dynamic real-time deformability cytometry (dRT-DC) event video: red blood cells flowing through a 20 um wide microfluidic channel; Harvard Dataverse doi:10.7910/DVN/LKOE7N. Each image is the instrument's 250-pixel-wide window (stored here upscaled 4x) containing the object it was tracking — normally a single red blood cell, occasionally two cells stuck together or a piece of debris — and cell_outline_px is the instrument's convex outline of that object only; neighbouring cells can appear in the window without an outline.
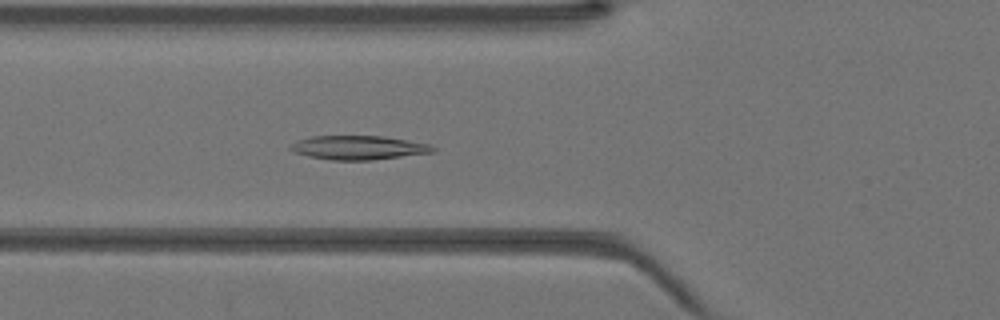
{"species": "Egyptian fruit bat (a non-hibernating species)", "species_latin": "Rousettus aegyptiacus", "temperature_condition": "warm", "stored_images_in_passage": 19, "camera_frame_rate_fps": 3000, "um_per_image_px": 0.085, "animal": {"sex": "female"}, "frame": {"image": 1, "passage_image": 10, "time_ms": 3.0, "image_size_px": [1000, 320], "cell_outline_px": [[436, 152], [372, 160], [328, 160], [308, 156], [296, 152], [288, 148], [292, 144], [300, 140], [312, 136], [384, 136], [408, 140], [428, 144], [436, 148]], "centroid_in_image_um": [30.51, 12.55], "position_along_channel_um": 95.3, "area_um2": 19.83}}
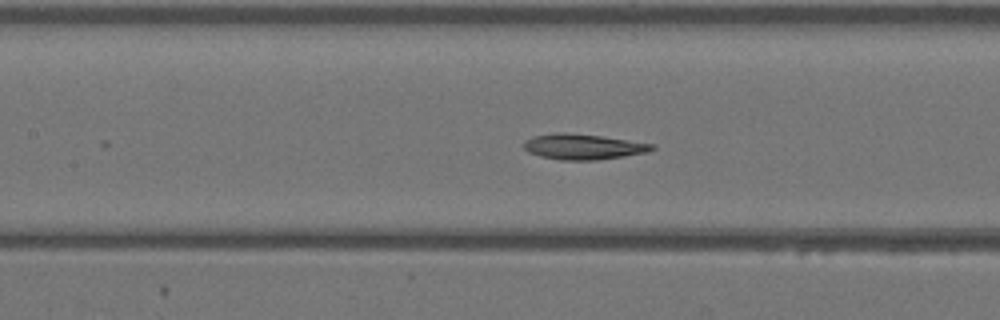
{"frame": {"image": 2, "passage_image": 14, "time_ms": 4.333, "image_size_px": [1000, 320], "cell_outline_px": [[656, 148], [648, 152], [624, 156], [596, 160], [560, 160], [540, 156], [528, 152], [524, 148], [524, 140], [532, 136], [556, 132], [564, 132], [600, 136], [652, 144]], "centroid_in_image_um": [49.51, 12.47], "position_along_channel_um": 157.9, "area_um2": 18.96}}
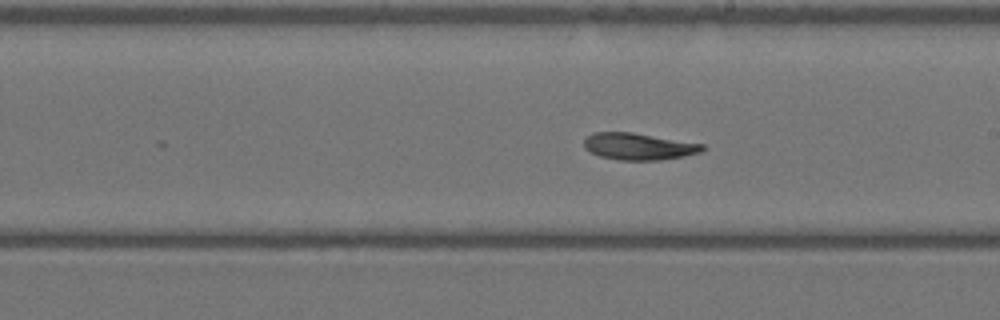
{"frame": {"image": 3, "passage_image": 19, "time_ms": 6.0, "image_size_px": [1000, 320], "cell_outline_px": [[704, 148], [700, 152], [684, 156], [660, 160], [620, 160], [600, 156], [584, 148], [584, 140], [592, 132], [632, 132], [704, 144]], "centroid_in_image_um": [54.27, 12.44], "position_along_channel_um": 234.7, "area_um2": 18.38}}